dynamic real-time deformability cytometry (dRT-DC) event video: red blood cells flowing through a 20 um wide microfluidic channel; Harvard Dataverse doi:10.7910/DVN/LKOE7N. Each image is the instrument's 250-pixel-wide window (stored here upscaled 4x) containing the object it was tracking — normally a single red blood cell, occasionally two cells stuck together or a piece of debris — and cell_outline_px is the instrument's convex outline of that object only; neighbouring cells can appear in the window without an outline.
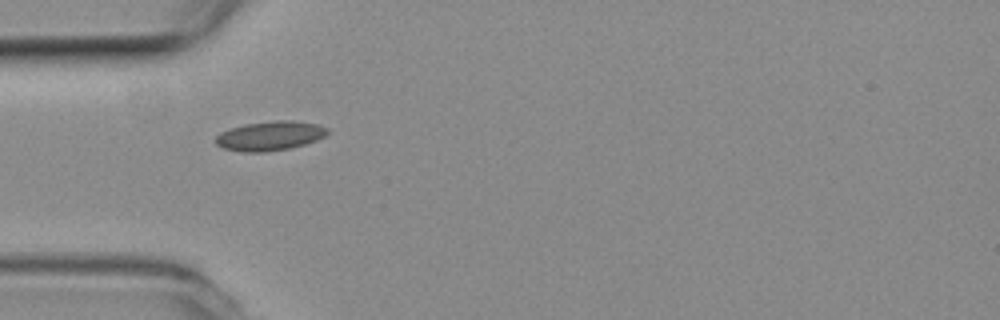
{"species": "common noctule bat (a hibernating species)", "species_latin": "Nyctalus noctula", "temperature_condition": "room temperature", "stored_images_in_passage": 28, "camera_frame_rate_fps": 3000, "um_per_image_px": 0.085, "animal": {"sex": "female", "body_mass_g": 19.3, "forearm_length_mm": 54.1}, "frame": {"image": 1, "passage_image": 1, "time_ms": 0.0, "image_size_px": [1000, 320], "cell_outline_px": [[328, 132], [324, 136], [316, 140], [304, 144], [288, 148], [264, 152], [244, 152], [224, 148], [216, 144], [216, 136], [220, 132], [244, 124], [276, 120], [292, 120], [316, 124], [328, 128]], "centroid_in_image_um": [22.94, 11.54], "position_along_channel_um": 62.1, "area_um2": 18.9}}
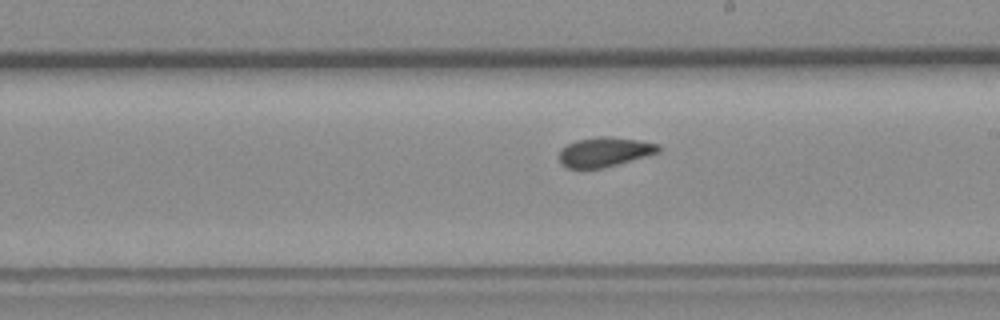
{"frame": {"image": 2, "passage_image": 15, "time_ms": 4.667, "image_size_px": [1000, 320], "cell_outline_px": [[660, 152], [648, 156], [604, 168], [568, 168], [560, 164], [560, 148], [576, 140], [600, 136], [608, 136], [636, 140], [660, 144]], "centroid_in_image_um": [51.4, 12.92], "position_along_channel_um": 237.6, "area_um2": 17.17}}
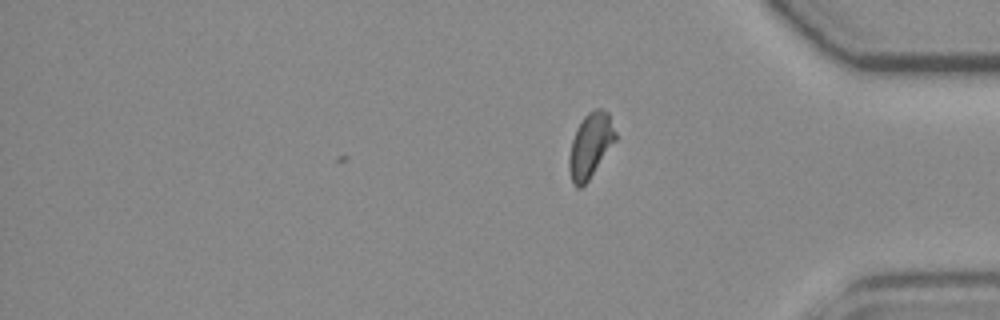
{"frame": {"image": 3, "passage_image": 28, "time_ms": 9.0, "image_size_px": [1000, 320], "cell_outline_px": [[616, 140], [588, 180], [580, 188], [576, 188], [572, 184], [568, 168], [568, 156], [572, 140], [584, 116], [588, 112], [596, 108], [600, 108], [608, 112], [616, 132]], "centroid_in_image_um": [50.17, 12.37], "position_along_channel_um": 385.0, "area_um2": 17.34}, "authors_computed_cell_mechanics": {"area_um2": 17.2822, "velocity_mm_per_s": 3.7874, "shape_relaxation_time_tau1_ms": 6.7418, "shape_relaxation_time_tau2_ms": null, "deformation_change_tau1": 0.1324, "deformation_change_tau2": null}}